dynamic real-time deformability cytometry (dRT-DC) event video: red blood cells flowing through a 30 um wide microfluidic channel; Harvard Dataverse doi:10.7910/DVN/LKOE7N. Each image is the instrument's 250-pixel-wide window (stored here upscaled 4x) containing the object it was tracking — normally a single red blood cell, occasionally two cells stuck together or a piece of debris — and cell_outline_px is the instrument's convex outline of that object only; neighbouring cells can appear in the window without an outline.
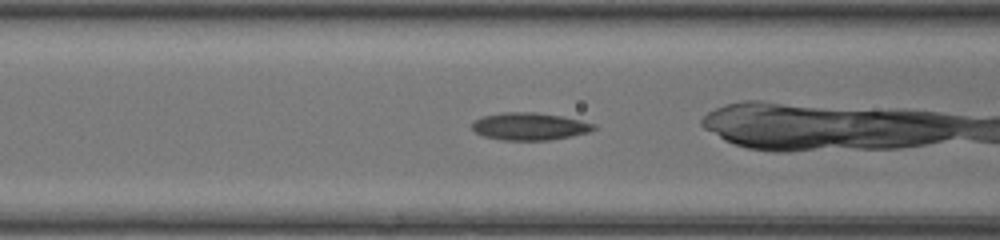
{"species": "common noctule bat (a hibernating species)", "species_latin": "Nyctalus noctula", "temperature_condition": "room temperature", "stored_images_in_passage": 12, "camera_frame_rate_fps": 3000, "um_per_image_px": 0.085, "animal": {"sex": "female", "body_mass_g": 20.0, "forearm_length_mm": 54.0}, "frame": {"image": 1, "passage_image": 10, "time_ms": 3.0, "image_size_px": [1000, 240], "cell_outline_px": [[596, 128], [588, 132], [572, 136], [548, 140], [500, 140], [484, 136], [476, 132], [472, 128], [472, 124], [476, 120], [484, 116], [504, 112], [536, 112], [564, 116], [596, 124]], "centroid_in_image_um": [45.04, 10.74], "position_along_channel_um": 121.6, "area_um2": 19.42}}